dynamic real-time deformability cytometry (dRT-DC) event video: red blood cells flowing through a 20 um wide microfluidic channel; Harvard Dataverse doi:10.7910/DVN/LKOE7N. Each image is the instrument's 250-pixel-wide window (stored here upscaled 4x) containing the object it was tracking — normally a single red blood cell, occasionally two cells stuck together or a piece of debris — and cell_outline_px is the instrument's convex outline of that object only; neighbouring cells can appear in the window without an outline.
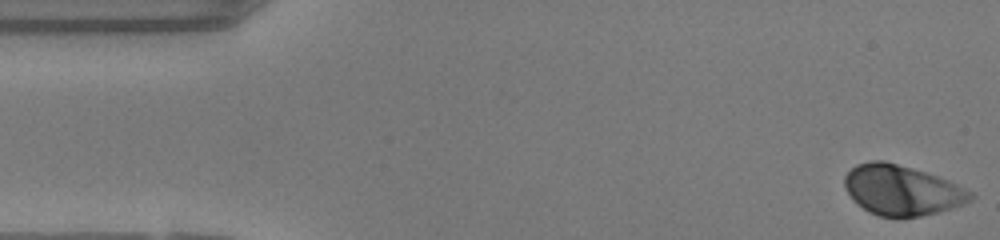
{"species": "human", "species_latin": "Homo sapiens", "temperature_condition": "warm", "stored_images_in_passage": 48, "camera_frame_rate_fps": 3000, "um_per_image_px": 0.085, "donor": {"sex": "female"}, "frame": {"image": 1, "passage_image": 1, "time_ms": 0.0, "image_size_px": [1000, 240], "cell_outline_px": [[976, 196], [972, 200], [936, 212], [920, 216], [880, 216], [868, 212], [852, 200], [844, 184], [844, 176], [856, 164], [872, 160], [884, 160], [912, 168], [948, 180], [972, 192]], "centroid_in_image_um": [76.62, 16.15], "position_along_channel_um": 8.4, "area_um2": 36.3}}
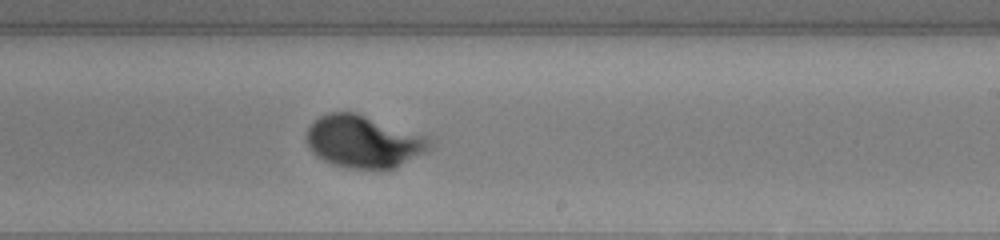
{"frame": {"image": 2, "passage_image": 28, "time_ms": 9.0, "image_size_px": [1000, 240], "cell_outline_px": [[436, 136], [432, 148], [396, 168], [380, 172], [348, 168], [332, 164], [316, 156], [308, 148], [304, 136], [312, 120], [328, 112], [356, 112]], "centroid_in_image_um": [30.99, 12.04], "position_along_channel_um": 258.0, "area_um2": 39.59}}
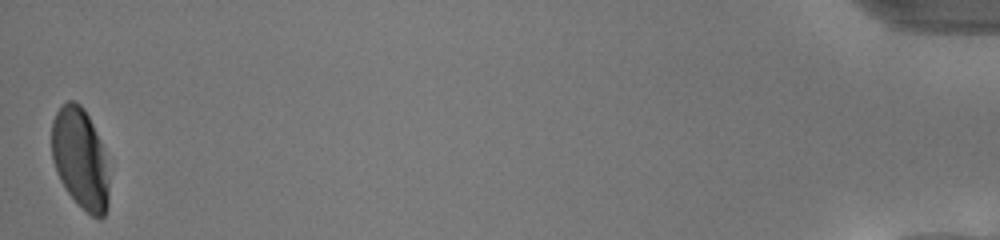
{"frame": {"image": 3, "passage_image": 48, "time_ms": 15.667, "image_size_px": [1000, 240], "cell_outline_px": [[108, 204], [104, 216], [100, 220], [92, 216], [64, 188], [60, 180], [52, 160], [52, 120], [60, 104], [68, 100], [72, 100], [80, 104], [84, 108], [104, 148], [108, 180]], "centroid_in_image_um": [6.81, 13.44], "position_along_channel_um": 428.4, "area_um2": 33.52}, "authors_computed_cell_mechanics": {"area_um2": 36.0672, "velocity_mm_per_s": 4.1338, "shape_relaxation_time_tau1_ms": 3.8446, "shape_relaxation_time_tau2_ms": null, "deformation_change_tau1": 0.2213, "deformation_change_tau2": null}}